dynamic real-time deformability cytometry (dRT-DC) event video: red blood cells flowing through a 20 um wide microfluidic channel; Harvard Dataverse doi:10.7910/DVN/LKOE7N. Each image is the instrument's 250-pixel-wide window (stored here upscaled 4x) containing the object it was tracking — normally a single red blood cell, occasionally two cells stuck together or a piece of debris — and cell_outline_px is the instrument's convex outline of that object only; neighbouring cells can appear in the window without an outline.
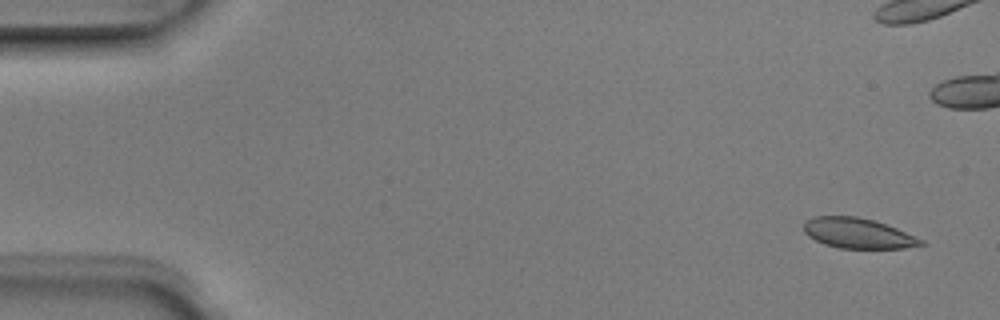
{"species": "Egyptian fruit bat (a non-hibernating species)", "species_latin": "Rousettus aegyptiacus", "temperature_condition": "room temperature", "stored_images_in_passage": 5, "camera_frame_rate_fps": 3000, "um_per_image_px": 0.085, "animal": {"sex": "male"}, "frame": {"image": 1, "passage_image": 1, "time_ms": 0.0, "image_size_px": [1000, 320], "cell_outline_px": [[928, 244], [904, 248], [840, 248], [824, 244], [808, 236], [804, 232], [804, 220], [812, 216], [856, 216], [872, 220], [896, 228], [924, 240]], "centroid_in_image_um": [72.91, 19.82], "position_along_channel_um": 12.1, "area_um2": 20.63}}